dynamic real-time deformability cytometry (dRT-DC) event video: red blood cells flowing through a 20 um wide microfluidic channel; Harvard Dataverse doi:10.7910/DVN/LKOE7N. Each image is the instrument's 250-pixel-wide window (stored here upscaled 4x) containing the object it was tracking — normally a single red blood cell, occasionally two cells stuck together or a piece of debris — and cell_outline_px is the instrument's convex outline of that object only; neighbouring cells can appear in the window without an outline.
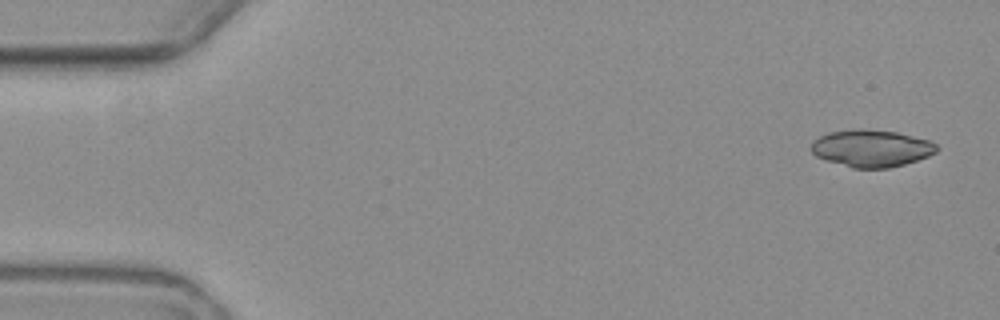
{"species": "common noctule bat (a hibernating species)", "species_latin": "Nyctalus noctula", "temperature_condition": "warm", "stored_images_in_passage": 4, "camera_frame_rate_fps": 3000, "um_per_image_px": 0.085, "animal": {"sex": "female", "body_mass_g": 19.3, "forearm_length_mm": 54.1}, "frame": {"image": 1, "passage_image": 1, "time_ms": 0.0, "image_size_px": [1000, 320], "cell_outline_px": [[940, 148], [936, 152], [928, 156], [904, 164], [888, 168], [852, 168], [816, 156], [812, 152], [812, 140], [828, 132], [856, 128], [864, 128], [896, 132], [928, 140], [936, 144]], "centroid_in_image_um": [74.06, 12.59], "position_along_channel_um": 10.9, "area_um2": 27.11}}